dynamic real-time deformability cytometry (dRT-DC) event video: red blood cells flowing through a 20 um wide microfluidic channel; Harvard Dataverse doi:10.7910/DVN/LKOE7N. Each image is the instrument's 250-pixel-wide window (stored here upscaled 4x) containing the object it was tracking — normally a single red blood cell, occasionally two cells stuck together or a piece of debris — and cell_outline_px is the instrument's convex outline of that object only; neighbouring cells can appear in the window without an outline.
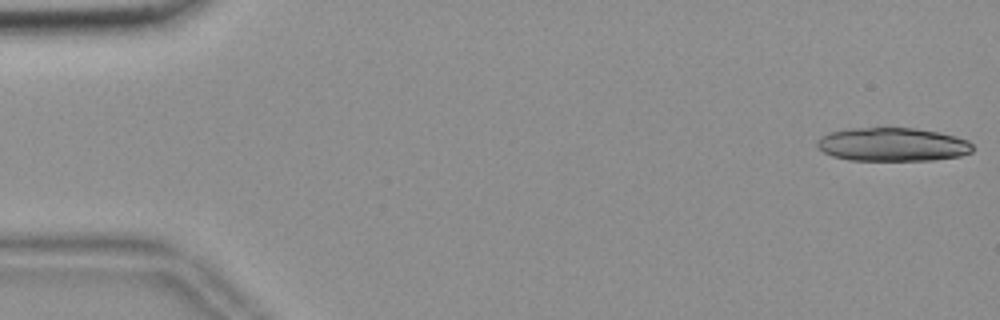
{"species": "common noctule bat (a hibernating species)", "species_latin": "Nyctalus noctula", "temperature_condition": "room temperature", "stored_images_in_passage": 19, "camera_frame_rate_fps": 3000, "um_per_image_px": 0.085, "animal": {"sex": "female", "body_mass_g": 18.4}, "frame": {"image": 1, "passage_image": 1, "time_ms": 0.0, "image_size_px": [1000, 320], "cell_outline_px": [[972, 152], [960, 156], [932, 160], [848, 160], [832, 156], [824, 152], [816, 144], [816, 140], [828, 132], [852, 128], [912, 128], [936, 132], [956, 136], [968, 140], [972, 144]], "centroid_in_image_um": [75.85, 12.28], "position_along_channel_um": 9.2, "area_um2": 30.35}}